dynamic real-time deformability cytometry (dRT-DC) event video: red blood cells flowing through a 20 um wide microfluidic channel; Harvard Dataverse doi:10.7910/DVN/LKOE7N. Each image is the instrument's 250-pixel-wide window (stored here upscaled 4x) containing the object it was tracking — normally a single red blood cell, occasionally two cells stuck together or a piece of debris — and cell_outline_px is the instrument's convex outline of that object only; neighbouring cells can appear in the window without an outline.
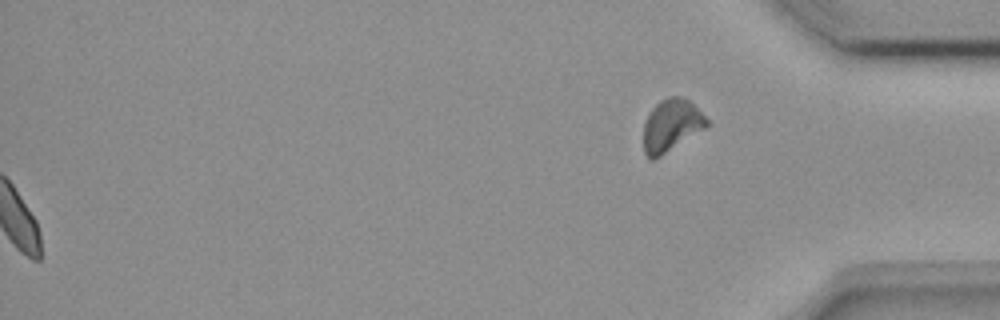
{"species": "common noctule bat (a hibernating species)", "species_latin": "Nyctalus noctula", "temperature_condition": "room temperature", "stored_images_in_passage": 49, "segment_of_instrument_passage": [2, 2], "camera_frame_rate_fps": 3000, "um_per_image_px": 0.085, "animal": {"sex": "female", "body_mass_g": 18.4}, "frame": {"image": 1, "passage_image": 49, "time_ms": 16.0, "image_size_px": [1000, 320], "cell_outline_px": [[708, 124], [704, 128], [660, 156], [652, 160], [644, 152], [644, 124], [652, 108], [660, 100], [668, 96], [680, 96], [688, 100], [708, 120]], "centroid_in_image_um": [57.03, 10.64], "position_along_channel_um": 378.2, "area_um2": 18.67}}